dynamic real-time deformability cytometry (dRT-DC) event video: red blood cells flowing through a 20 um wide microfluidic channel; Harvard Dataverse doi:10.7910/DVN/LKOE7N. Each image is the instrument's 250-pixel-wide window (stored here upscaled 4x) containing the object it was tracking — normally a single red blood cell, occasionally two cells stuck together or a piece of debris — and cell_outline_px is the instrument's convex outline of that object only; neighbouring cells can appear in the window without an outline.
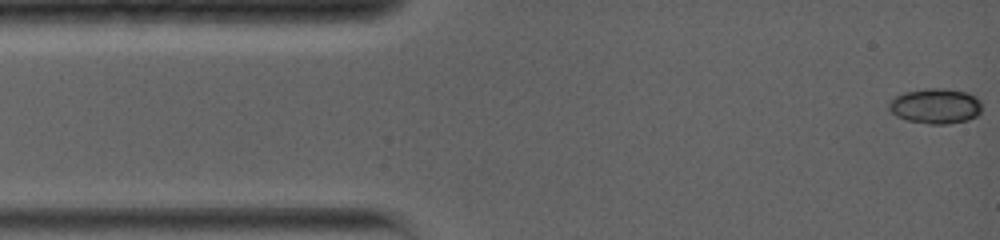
{"species": "common noctule bat (a hibernating species)", "species_latin": "Nyctalus noctula", "temperature_condition": "warm", "stored_images_in_passage": 42, "camera_frame_rate_fps": 5000, "um_per_image_px": 0.085, "animal": {"sex": "female", "body_mass_g": 19.0, "forearm_length_mm": 56.7}, "frame": {"image": 1, "passage_image": 1, "time_ms": 0.0, "image_size_px": [1000, 240], "cell_outline_px": [[980, 112], [976, 116], [968, 120], [948, 124], [928, 124], [908, 120], [896, 116], [888, 108], [888, 100], [904, 92], [924, 88], [940, 88], [968, 92], [976, 96], [980, 100]], "centroid_in_image_um": [79.5, 9.0], "position_along_channel_um": 5.5, "area_um2": 19.25}}
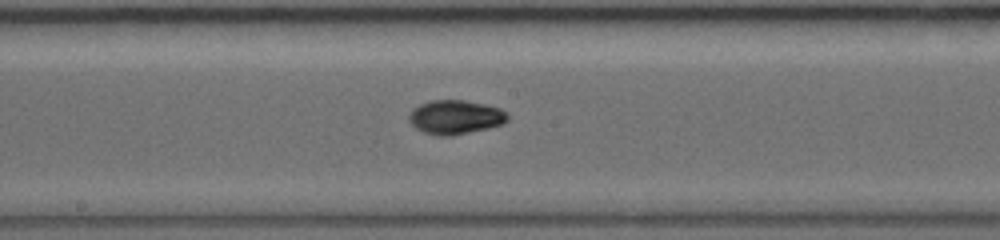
{"frame": {"image": 2, "passage_image": 24, "time_ms": 7.4, "image_size_px": [1000, 240], "cell_outline_px": [[508, 120], [504, 124], [488, 128], [452, 136], [436, 136], [424, 132], [416, 128], [408, 120], [408, 116], [412, 108], [420, 104], [432, 100], [464, 100], [484, 104], [500, 108], [508, 116]], "centroid_in_image_um": [38.69, 9.96], "position_along_channel_um": 209.5, "area_um2": 19.65}}
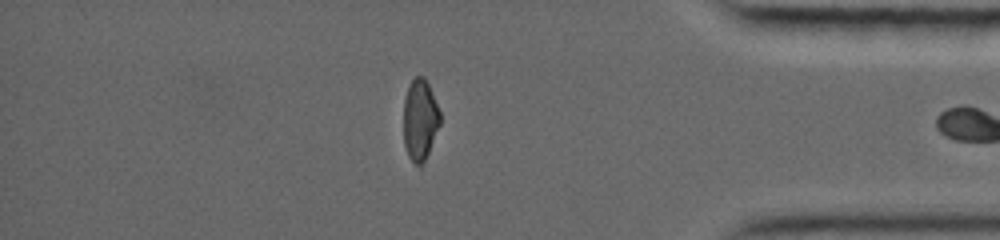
{"frame": {"image": 3, "passage_image": 41, "time_ms": 13.0, "image_size_px": [1000, 240], "cell_outline_px": [[440, 124], [428, 152], [420, 168], [408, 156], [404, 144], [404, 100], [408, 84], [416, 76], [424, 76], [428, 84], [440, 112]], "centroid_in_image_um": [35.69, 10.16], "position_along_channel_um": 399.5, "area_um2": 17.11}}